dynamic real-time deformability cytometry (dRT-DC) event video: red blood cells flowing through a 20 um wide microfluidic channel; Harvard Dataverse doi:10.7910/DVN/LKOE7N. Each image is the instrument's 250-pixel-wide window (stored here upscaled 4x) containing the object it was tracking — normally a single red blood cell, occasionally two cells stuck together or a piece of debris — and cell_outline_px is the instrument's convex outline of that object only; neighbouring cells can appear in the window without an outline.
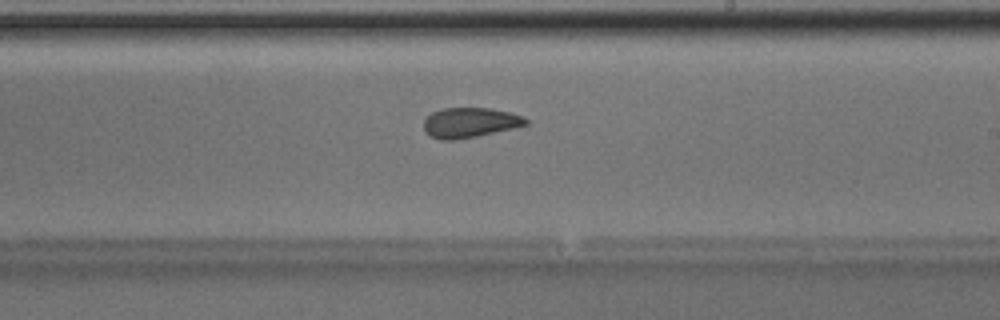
{"species": "Egyptian fruit bat (a non-hibernating species)", "species_latin": "Rousettus aegyptiacus", "temperature_condition": "room temperature", "stored_images_in_passage": 42, "camera_frame_rate_fps": 3000, "um_per_image_px": 0.085, "animal": {"sex": "male"}, "frame": {"image": 1, "passage_image": 30, "time_ms": 9.667, "image_size_px": [1000, 320], "cell_outline_px": [[528, 124], [516, 128], [456, 140], [440, 140], [424, 132], [424, 120], [432, 112], [440, 108], [492, 108], [524, 116], [528, 120]], "centroid_in_image_um": [39.95, 10.42], "position_along_channel_um": 249.1, "area_um2": 17.98}}